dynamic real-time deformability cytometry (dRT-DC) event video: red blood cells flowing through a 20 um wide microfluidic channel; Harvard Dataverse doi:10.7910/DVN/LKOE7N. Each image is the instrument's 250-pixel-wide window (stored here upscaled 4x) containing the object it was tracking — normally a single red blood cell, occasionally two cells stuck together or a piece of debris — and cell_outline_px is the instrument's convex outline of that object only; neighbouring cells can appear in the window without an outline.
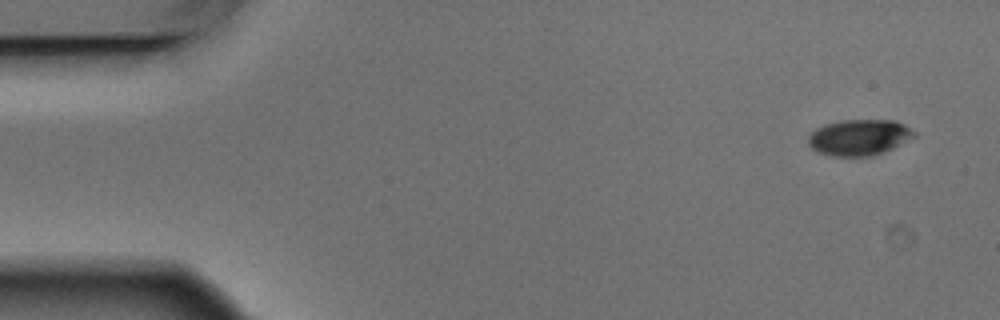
{"species": "Egyptian fruit bat (a non-hibernating species)", "species_latin": "Rousettus aegyptiacus", "temperature_condition": "warm", "stored_images_in_passage": 6, "camera_frame_rate_fps": 3000, "um_per_image_px": 0.085, "animal": {"sex": "male"}, "frame": {"image": 1, "passage_image": 1, "time_ms": 0.0, "image_size_px": [1000, 320], "cell_outline_px": [[916, 136], [892, 148], [872, 156], [832, 156], [820, 152], [812, 148], [808, 144], [808, 136], [816, 128], [824, 124], [840, 120], [896, 120], [904, 124], [916, 132]], "centroid_in_image_um": [73.03, 11.66], "position_along_channel_um": 12.0, "area_um2": 22.2}}
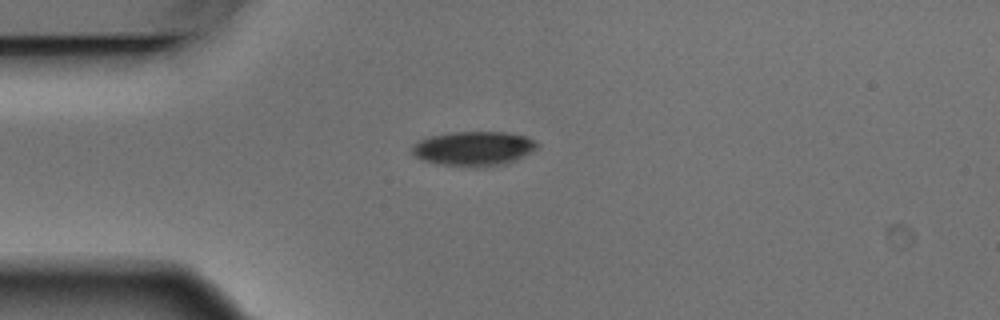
{"frame": {"image": 2, "passage_image": 4, "time_ms": 1.0, "image_size_px": [1000, 320], "cell_outline_px": [[540, 144], [536, 148], [516, 160], [504, 164], [480, 168], [476, 168], [436, 164], [424, 160], [416, 156], [412, 152], [412, 148], [420, 140], [428, 136], [452, 132], [508, 132], [524, 136], [536, 140]], "centroid_in_image_um": [40.28, 12.63], "position_along_channel_um": 44.7, "area_um2": 25.26}}
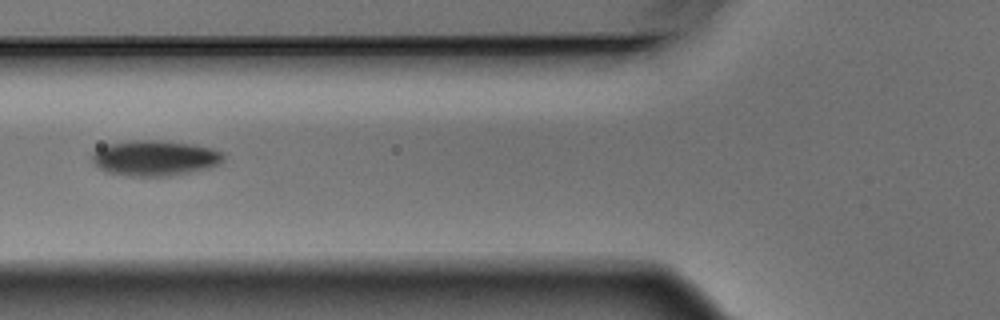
{"frame": {"image": 3, "passage_image": 6, "time_ms": 1.667, "image_size_px": [1000, 320], "cell_outline_px": [[224, 160], [220, 164], [208, 168], [172, 176], [128, 176], [104, 172], [92, 160], [92, 152], [108, 144], [132, 140], [156, 140], [196, 144], [212, 148], [224, 152]], "centroid_in_image_um": [13.2, 13.43], "position_along_channel_um": 112.6, "area_um2": 27.4}}